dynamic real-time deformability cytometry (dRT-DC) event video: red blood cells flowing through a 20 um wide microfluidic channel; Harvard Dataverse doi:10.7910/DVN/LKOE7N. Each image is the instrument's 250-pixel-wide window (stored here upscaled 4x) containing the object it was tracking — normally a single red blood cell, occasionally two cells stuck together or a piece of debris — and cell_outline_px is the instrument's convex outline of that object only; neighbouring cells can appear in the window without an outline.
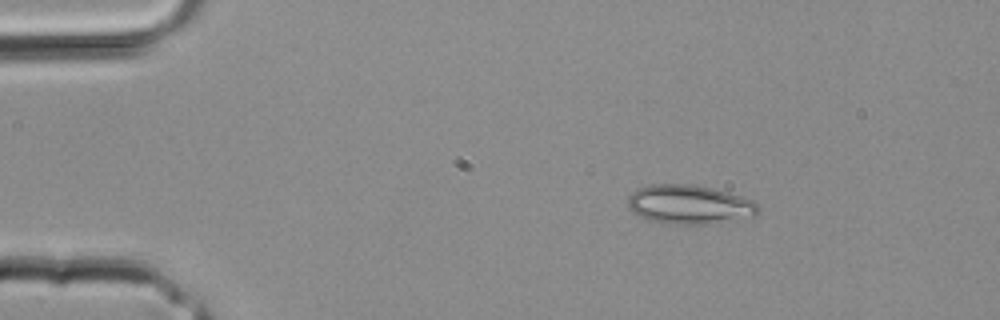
{"species": "common noctule bat (a hibernating species)", "species_latin": "Nyctalus noctula", "temperature_condition": "room temperature", "stored_images_in_passage": 2, "camera_frame_rate_fps": 3000, "um_per_image_px": 0.085, "animal": {"sex": "male", "body_mass_g": 20.4}, "frame": {"image": 1, "passage_image": 1, "time_ms": 0.0, "image_size_px": [1000, 320], "cell_outline_px": [[760, 212], [752, 216], [708, 224], [668, 224], [648, 220], [632, 212], [628, 208], [628, 196], [636, 188], [652, 184], [696, 184], [716, 188], [752, 200], [760, 208]], "centroid_in_image_um": [58.56, 17.37], "position_along_channel_um": 26.4, "area_um2": 29.94}}